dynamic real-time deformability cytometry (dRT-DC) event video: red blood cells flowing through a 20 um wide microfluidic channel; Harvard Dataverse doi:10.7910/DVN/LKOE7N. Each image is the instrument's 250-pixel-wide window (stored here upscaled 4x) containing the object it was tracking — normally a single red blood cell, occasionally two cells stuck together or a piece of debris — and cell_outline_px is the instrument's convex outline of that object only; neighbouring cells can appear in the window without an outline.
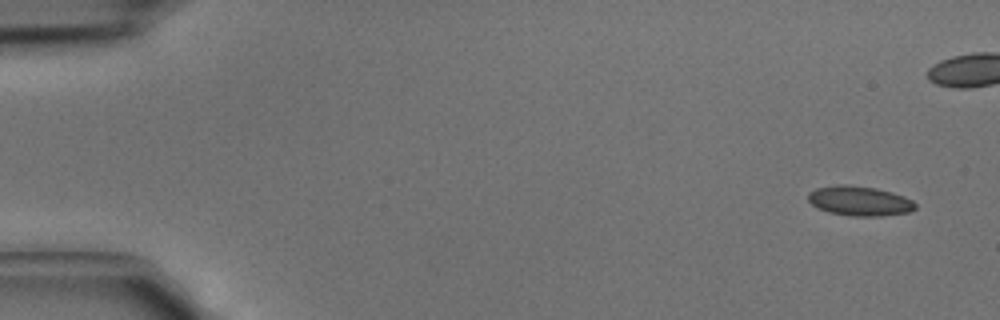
{"species": "common noctule bat (a hibernating species)", "species_latin": "Nyctalus noctula", "temperature_condition": "cold", "stored_images_in_passage": 5, "camera_frame_rate_fps": 3000, "um_per_image_px": 0.085, "animal": {"sex": "male", "body_mass_g": 15.6}, "frame": {"image": 1, "passage_image": 1, "time_ms": 0.0, "image_size_px": [1000, 320], "cell_outline_px": [[916, 208], [908, 212], [880, 216], [852, 216], [828, 212], [816, 208], [808, 200], [808, 192], [816, 188], [836, 184], [848, 184], [876, 188], [892, 192], [904, 196], [912, 200], [916, 204]], "centroid_in_image_um": [73.03, 17.07], "position_along_channel_um": 12.0, "area_um2": 18.73}}
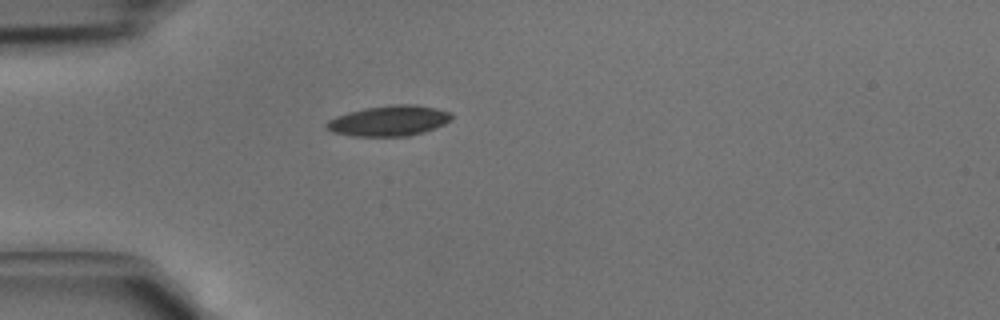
{"frame": {"image": 2, "passage_image": 5, "time_ms": 1.333, "image_size_px": [1000, 320], "cell_outline_px": [[452, 120], [436, 128], [424, 132], [408, 136], [352, 136], [332, 132], [324, 128], [324, 124], [328, 120], [336, 116], [348, 112], [364, 108], [392, 104], [416, 104], [436, 108], [452, 112]], "centroid_in_image_um": [33.06, 10.26], "position_along_channel_um": 51.9, "area_um2": 22.54}}